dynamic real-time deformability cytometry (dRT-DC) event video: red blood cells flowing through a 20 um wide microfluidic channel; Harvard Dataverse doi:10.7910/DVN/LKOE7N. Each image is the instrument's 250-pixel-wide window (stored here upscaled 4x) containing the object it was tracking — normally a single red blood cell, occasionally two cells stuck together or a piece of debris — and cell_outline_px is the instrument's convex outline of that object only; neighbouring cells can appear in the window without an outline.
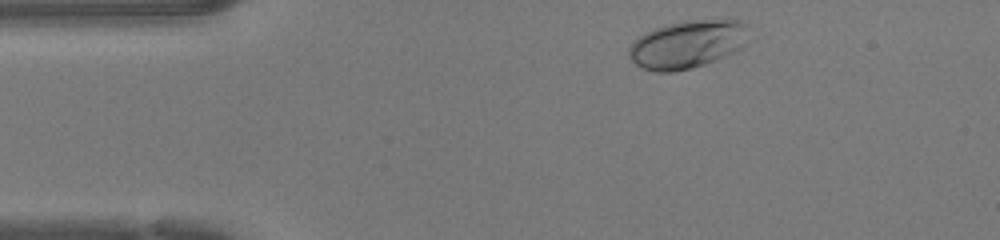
{"species": "human", "species_latin": "Homo sapiens", "temperature_condition": "warm", "stored_images_in_passage": 42, "camera_frame_rate_fps": 3000, "um_per_image_px": 0.085, "donor": {"sex": "female"}, "frame": {"image": 1, "passage_image": 2, "time_ms": 0.333, "image_size_px": [1000, 240], "cell_outline_px": [[748, 24], [744, 48], [728, 56], [692, 68], [672, 72], [656, 72], [644, 68], [636, 64], [628, 56], [628, 48], [644, 32], [652, 28], [680, 20], [720, 16], [728, 16], [744, 20]], "centroid_in_image_um": [58.52, 3.69], "position_along_channel_um": 26.5, "area_um2": 34.91}}
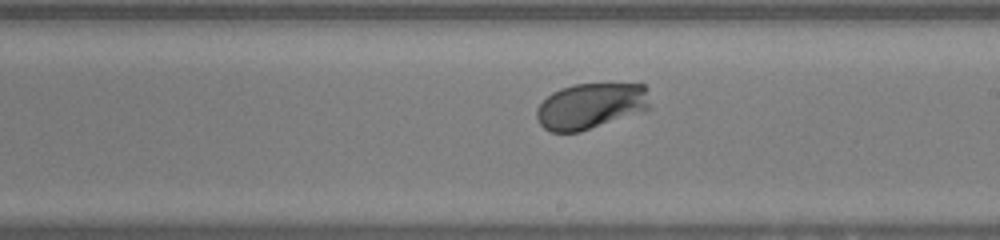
{"frame": {"image": 2, "passage_image": 21, "time_ms": 6.667, "image_size_px": [1000, 240], "cell_outline_px": [[652, 108], [580, 132], [552, 132], [544, 128], [540, 124], [536, 116], [536, 108], [552, 92], [560, 88], [572, 84], [644, 84], [648, 88]], "centroid_in_image_um": [50.24, 9.0], "position_along_channel_um": 238.8, "area_um2": 30.52}}
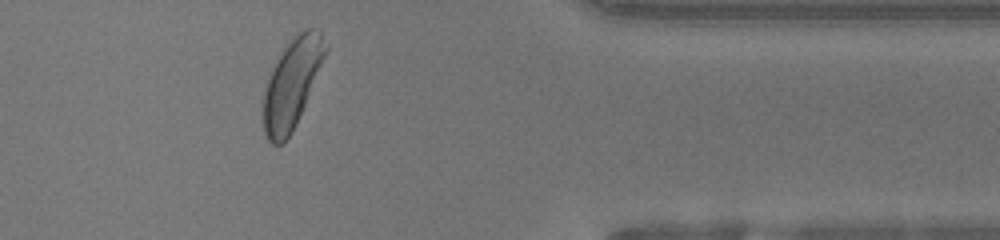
{"frame": {"image": 3, "passage_image": 33, "time_ms": 10.667, "image_size_px": [1000, 240], "cell_outline_px": [[328, 48], [296, 124], [292, 132], [280, 144], [272, 144], [268, 140], [264, 132], [264, 92], [272, 68], [284, 48], [304, 28], [312, 28], [320, 32], [328, 44]], "centroid_in_image_um": [24.82, 7.08], "position_along_channel_um": 386.6, "area_um2": 31.21}, "authors_computed_cell_mechanics": {"area_um2": 31.0097, "velocity_mm_per_s": 4.2437, "shape_relaxation_time_tau1_ms": 0.8648, "shape_relaxation_time_tau2_ms": null, "deformation_change_tau1": 0.1289, "deformation_change_tau2": null}}